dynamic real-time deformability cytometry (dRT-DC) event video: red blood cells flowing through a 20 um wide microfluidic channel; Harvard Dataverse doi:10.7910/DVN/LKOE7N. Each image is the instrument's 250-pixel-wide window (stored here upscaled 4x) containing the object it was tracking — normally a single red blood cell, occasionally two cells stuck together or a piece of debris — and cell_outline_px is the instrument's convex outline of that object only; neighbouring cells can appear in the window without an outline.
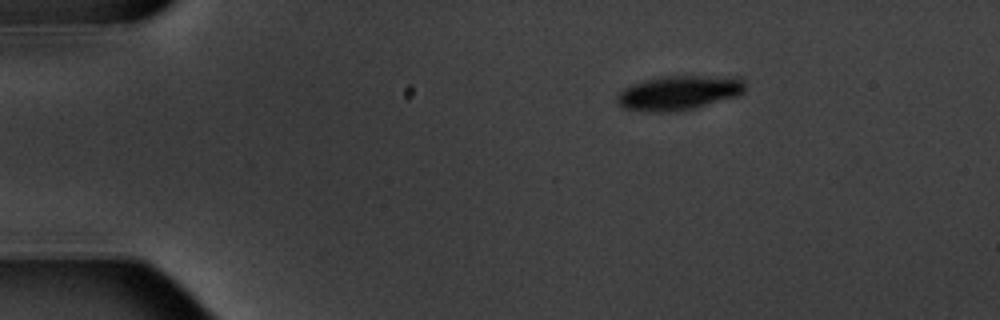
{"species": "common noctule bat (a hibernating species)", "species_latin": "Nyctalus noctula", "temperature_condition": "warm", "stored_images_in_passage": 6, "camera_frame_rate_fps": 3000, "um_per_image_px": 0.085, "animal": {"sex": "male", "body_mass_g": 20.1, "forearm_length_mm": 53.5}, "frame": {"image": 1, "passage_image": 1, "time_ms": 0.0, "image_size_px": [1000, 320], "cell_outline_px": [[744, 92], [736, 96], [696, 108], [668, 112], [660, 112], [624, 108], [616, 100], [616, 96], [624, 88], [632, 84], [644, 80], [660, 76], [740, 76], [744, 80]], "centroid_in_image_um": [57.74, 7.86], "position_along_channel_um": 27.3, "area_um2": 25.66}}
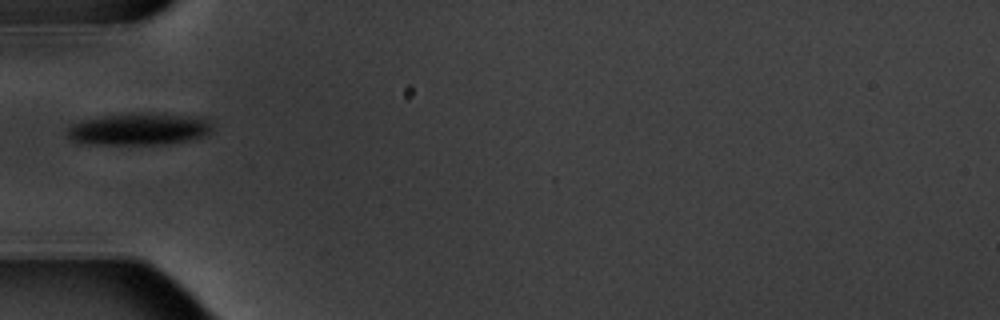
{"frame": {"image": 2, "passage_image": 4, "time_ms": 3.333, "image_size_px": [1000, 320], "cell_outline_px": [[212, 128], [208, 136], [188, 140], [164, 144], [76, 144], [68, 136], [68, 128], [72, 124], [84, 120], [104, 116], [140, 112], [196, 116], [212, 120]], "centroid_in_image_um": [11.86, 10.97], "position_along_channel_um": 73.1, "area_um2": 27.34}}
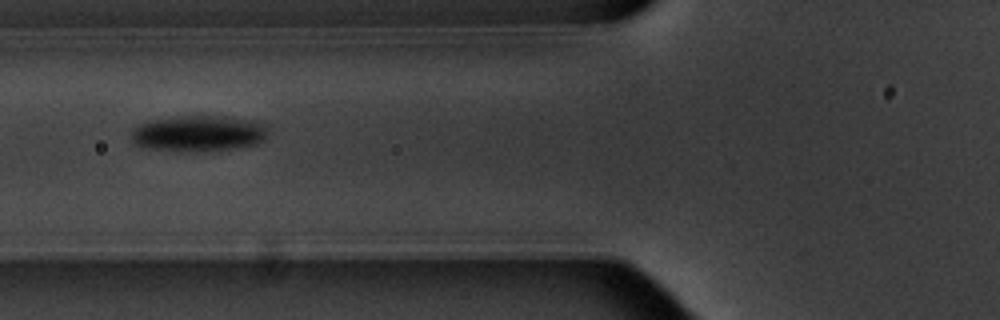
{"frame": {"image": 3, "passage_image": 5, "time_ms": 4.333, "image_size_px": [1000, 320], "cell_outline_px": [[268, 132], [264, 140], [256, 144], [240, 148], [204, 152], [180, 152], [144, 148], [132, 144], [132, 132], [140, 124], [156, 120], [184, 116], [224, 116], [256, 120], [264, 124]], "centroid_in_image_um": [16.92, 11.37], "position_along_channel_um": 108.9, "area_um2": 29.13}}